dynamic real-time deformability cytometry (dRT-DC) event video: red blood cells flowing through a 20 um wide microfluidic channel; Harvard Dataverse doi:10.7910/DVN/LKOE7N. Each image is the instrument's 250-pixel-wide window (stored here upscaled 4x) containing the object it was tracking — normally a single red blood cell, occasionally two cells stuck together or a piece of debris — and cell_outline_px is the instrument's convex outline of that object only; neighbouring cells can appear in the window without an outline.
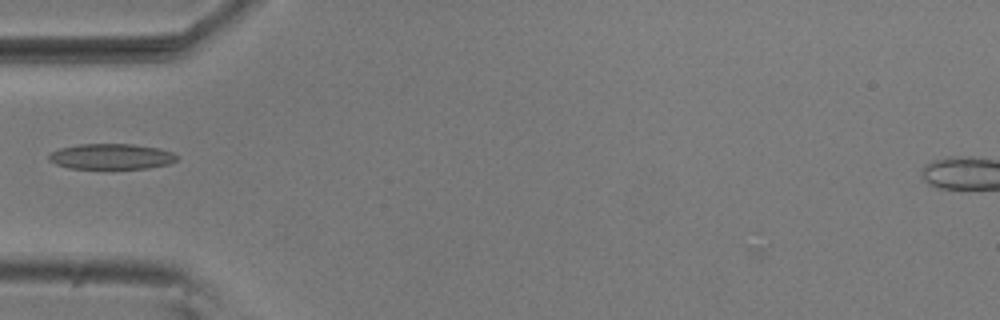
{"species": "common noctule bat (a hibernating species)", "species_latin": "Nyctalus noctula", "temperature_condition": "room temperature", "stored_images_in_passage": 6, "camera_frame_rate_fps": 3000, "um_per_image_px": 0.085, "animal": {"sex": "male", "body_mass_g": 20.5, "forearm_length_mm": 52.5}, "frame": {"image": 1, "passage_image": 5, "time_ms": 1.333, "image_size_px": [1000, 320], "cell_outline_px": [[180, 156], [176, 160], [168, 164], [148, 168], [68, 168], [56, 164], [48, 160], [48, 156], [52, 152], [60, 148], [80, 144], [132, 144], [160, 148], [172, 152]], "centroid_in_image_um": [9.48, 13.3], "position_along_channel_um": 75.5, "area_um2": 19.02}}
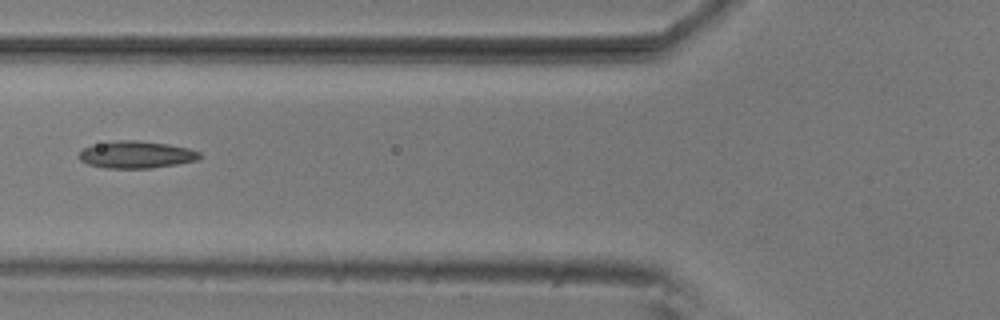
{"frame": {"image": 2, "passage_image": 6, "time_ms": 1.667, "image_size_px": [1000, 320], "cell_outline_px": [[200, 160], [152, 168], [104, 168], [88, 164], [80, 160], [80, 152], [84, 148], [92, 144], [116, 140], [136, 140], [168, 144], [188, 148], [200, 152]], "centroid_in_image_um": [11.58, 13.14], "position_along_channel_um": 114.2, "area_um2": 19.13}}